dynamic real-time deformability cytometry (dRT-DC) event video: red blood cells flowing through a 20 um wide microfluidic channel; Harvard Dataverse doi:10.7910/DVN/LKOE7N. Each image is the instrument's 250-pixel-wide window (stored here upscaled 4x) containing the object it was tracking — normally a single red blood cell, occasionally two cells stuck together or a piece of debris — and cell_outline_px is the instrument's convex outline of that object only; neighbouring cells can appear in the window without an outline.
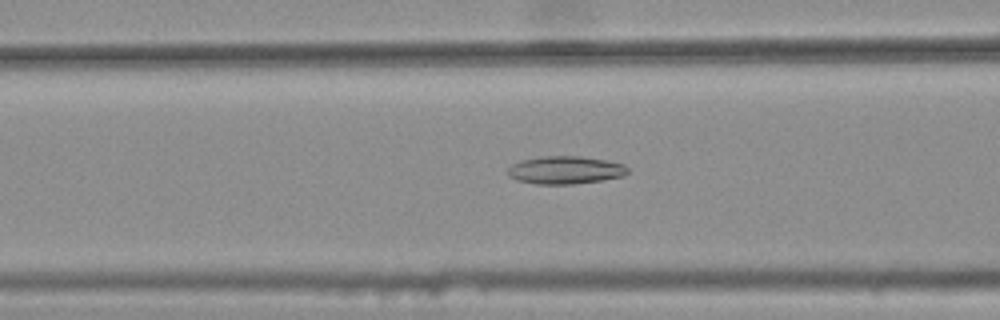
{"species": "common noctule bat (a hibernating species)", "species_latin": "Nyctalus noctula", "temperature_condition": "warm", "stored_images_in_passage": 46, "camera_frame_rate_fps": 3000, "um_per_image_px": 0.085, "animal": {"sex": "female", "body_mass_g": 25.1}, "frame": {"image": 1, "passage_image": 21, "time_ms": 6.667, "image_size_px": [1000, 320], "cell_outline_px": [[628, 172], [624, 176], [600, 180], [572, 184], [536, 184], [516, 180], [508, 176], [508, 168], [512, 164], [520, 160], [540, 156], [580, 156], [604, 160], [624, 164], [628, 168]], "centroid_in_image_um": [48.01, 14.45], "position_along_channel_um": 118.6, "area_um2": 19.48}}
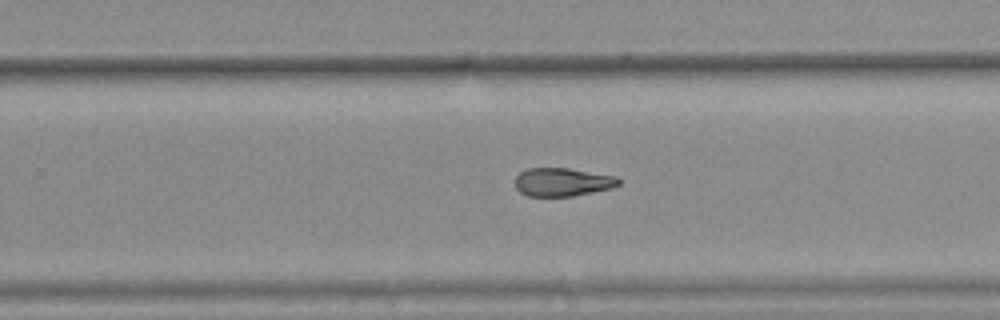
{"frame": {"image": 2, "passage_image": 34, "time_ms": 11.0, "image_size_px": [1000, 320], "cell_outline_px": [[620, 184], [612, 188], [572, 196], [528, 196], [520, 192], [516, 188], [516, 176], [520, 172], [528, 168], [568, 168], [616, 176], [620, 180]], "centroid_in_image_um": [47.81, 15.47], "position_along_channel_um": 282.0, "area_um2": 17.05}}
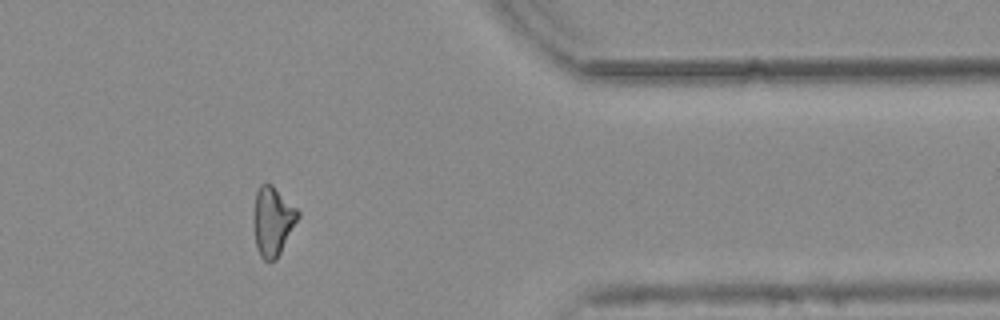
{"frame": {"image": 3, "passage_image": 44, "time_ms": 14.333, "image_size_px": [1000, 320], "cell_outline_px": [[300, 216], [276, 260], [264, 260], [260, 256], [256, 244], [256, 192], [260, 184], [272, 184], [300, 212]], "centroid_in_image_um": [23.23, 18.79], "position_along_channel_um": 388.2, "area_um2": 17.05}, "authors_computed_cell_mechanics": {"area_um2": 18.4382, "velocity_mm_per_s": 3.7856, "shape_relaxation_time_tau1_ms": null, "shape_relaxation_time_tau2_ms": 11.3365, "deformation_change_tau1": null, "deformation_change_tau2": 0.2497}}